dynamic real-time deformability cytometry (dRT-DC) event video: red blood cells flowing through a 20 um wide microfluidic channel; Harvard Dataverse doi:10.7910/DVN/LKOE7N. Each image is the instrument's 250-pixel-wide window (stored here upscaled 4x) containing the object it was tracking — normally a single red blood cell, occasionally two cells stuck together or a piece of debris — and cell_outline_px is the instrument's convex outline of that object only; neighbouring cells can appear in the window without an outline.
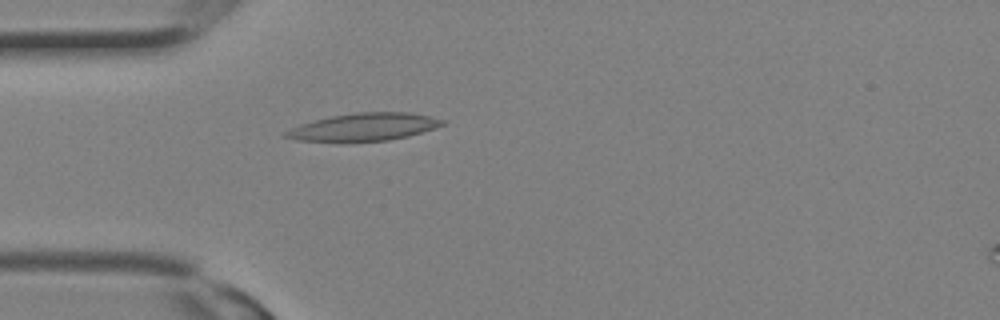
{"species": "Egyptian fruit bat (a non-hibernating species)", "species_latin": "Rousettus aegyptiacus", "temperature_condition": "room temperature", "stored_images_in_passage": 15, "camera_frame_rate_fps": 3000, "um_per_image_px": 0.085, "animal": {"sex": "female"}, "frame": {"image": 1, "passage_image": 9, "time_ms": 2.667, "image_size_px": [1000, 320], "cell_outline_px": [[448, 124], [408, 136], [388, 140], [344, 144], [296, 140], [284, 136], [284, 132], [300, 124], [332, 116], [356, 112], [412, 112], [448, 120]], "centroid_in_image_um": [30.96, 10.82], "position_along_channel_um": 54.0, "area_um2": 26.07}}
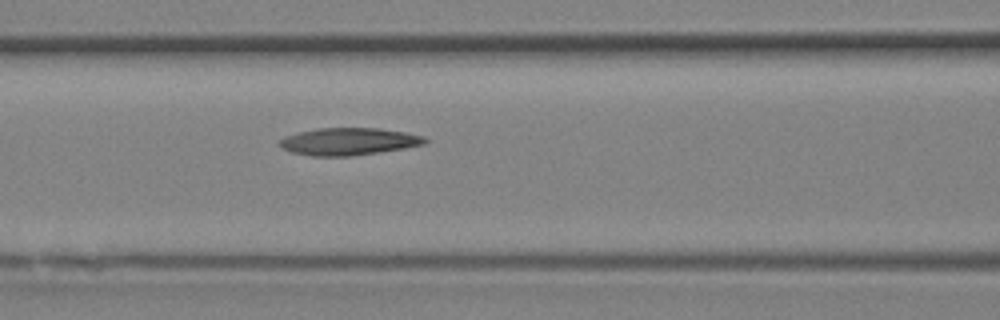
{"frame": {"image": 2, "passage_image": 13, "time_ms": 4.0, "image_size_px": [1000, 320], "cell_outline_px": [[428, 140], [424, 144], [404, 148], [380, 152], [352, 156], [312, 156], [292, 152], [276, 144], [276, 140], [284, 136], [316, 128], [380, 128], [404, 132], [424, 136]], "centroid_in_image_um": [29.6, 12.02], "position_along_channel_um": 137.0, "area_um2": 23.24}}
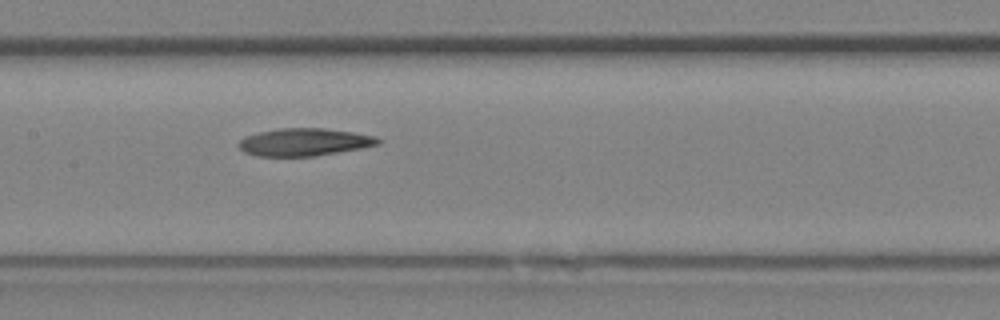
{"frame": {"image": 3, "passage_image": 15, "time_ms": 4.667, "image_size_px": [1000, 320], "cell_outline_px": [[380, 144], [360, 148], [312, 156], [256, 156], [244, 152], [236, 144], [244, 136], [260, 132], [280, 128], [324, 128], [352, 132], [376, 136], [380, 140]], "centroid_in_image_um": [25.82, 12.07], "position_along_channel_um": 181.6, "area_um2": 22.25}}